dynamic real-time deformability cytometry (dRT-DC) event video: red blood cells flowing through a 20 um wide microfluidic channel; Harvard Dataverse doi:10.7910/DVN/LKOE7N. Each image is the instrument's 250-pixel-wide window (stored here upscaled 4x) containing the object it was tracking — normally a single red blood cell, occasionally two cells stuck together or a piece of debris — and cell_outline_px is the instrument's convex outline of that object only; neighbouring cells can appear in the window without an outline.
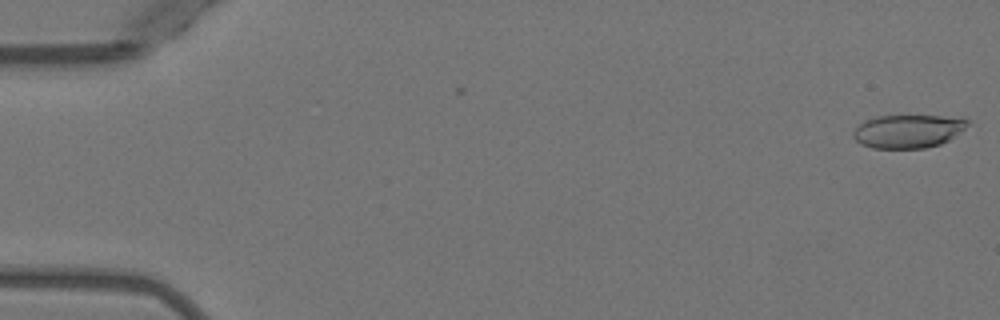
{"species": "Egyptian fruit bat (a non-hibernating species)", "species_latin": "Rousettus aegyptiacus", "temperature_condition": "warm", "stored_images_in_passage": 2, "camera_frame_rate_fps": 3000, "um_per_image_px": 0.085, "animal": {"sex": "female"}, "frame": {"image": 1, "passage_image": 2, "time_ms": 1.333, "image_size_px": [1000, 320], "cell_outline_px": [[972, 120], [964, 128], [948, 140], [940, 144], [924, 148], [872, 148], [860, 144], [852, 136], [852, 132], [860, 124], [876, 116], [940, 116]], "centroid_in_image_um": [77.15, 11.16], "position_along_channel_um": 7.8, "area_um2": 21.91}}